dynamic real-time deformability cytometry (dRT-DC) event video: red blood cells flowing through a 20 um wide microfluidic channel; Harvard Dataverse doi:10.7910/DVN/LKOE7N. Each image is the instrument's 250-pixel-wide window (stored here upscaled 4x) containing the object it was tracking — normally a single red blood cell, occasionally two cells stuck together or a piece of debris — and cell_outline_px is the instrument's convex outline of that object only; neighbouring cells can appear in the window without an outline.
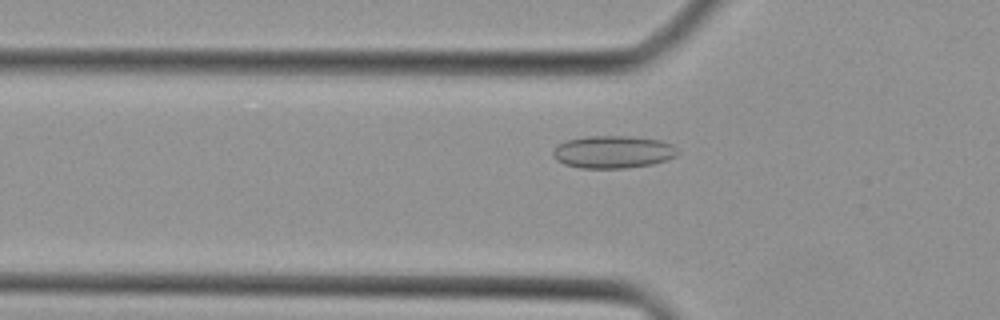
{"species": "Egyptian fruit bat (a non-hibernating species)", "species_latin": "Rousettus aegyptiacus", "temperature_condition": "cold", "stored_images_in_passage": 33, "camera_frame_rate_fps": 3000, "um_per_image_px": 0.085, "animal": {"sex": "female"}, "frame": {"image": 1, "passage_image": 5, "time_ms": 1.333, "image_size_px": [1000, 320], "cell_outline_px": [[680, 152], [676, 156], [668, 160], [652, 164], [624, 168], [580, 168], [564, 164], [556, 160], [552, 156], [552, 152], [556, 144], [568, 140], [588, 136], [632, 136], [660, 140], [672, 144]], "centroid_in_image_um": [52.11, 12.91], "position_along_channel_um": 73.7, "area_um2": 23.87}}
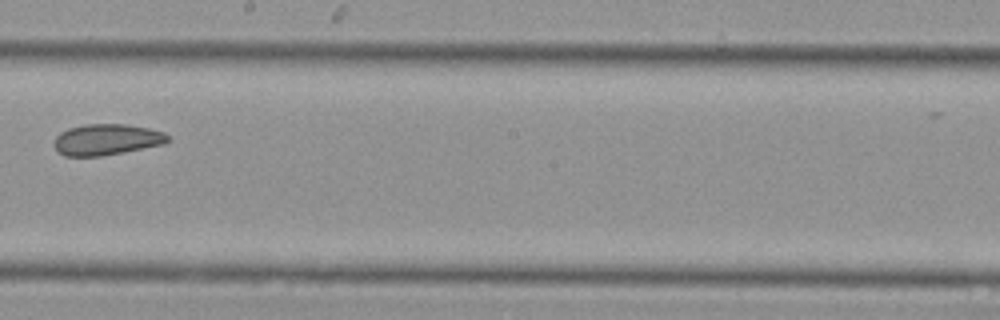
{"frame": {"image": 2, "passage_image": 15, "time_ms": 4.667, "image_size_px": [1000, 320], "cell_outline_px": [[172, 140], [164, 144], [100, 156], [64, 156], [56, 152], [52, 144], [56, 136], [60, 132], [68, 128], [84, 124], [124, 124], [148, 128], [164, 132]], "centroid_in_image_um": [9.02, 11.86], "position_along_channel_um": 239.2, "area_um2": 20.75}}
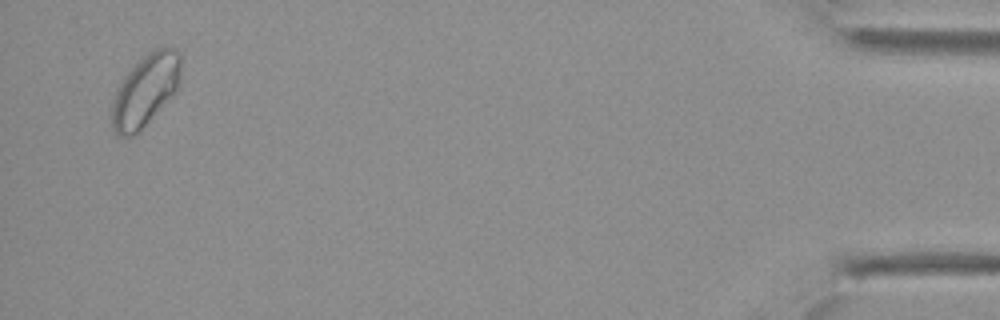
{"frame": {"image": 3, "passage_image": 31, "time_ms": 10.0, "image_size_px": [1000, 320], "cell_outline_px": [[180, 80], [176, 88], [148, 120], [132, 136], [120, 136], [112, 128], [112, 100], [116, 88], [120, 80], [144, 56], [156, 48], [176, 48], [180, 52]], "centroid_in_image_um": [12.32, 7.64], "position_along_channel_um": 422.9, "area_um2": 27.86}}